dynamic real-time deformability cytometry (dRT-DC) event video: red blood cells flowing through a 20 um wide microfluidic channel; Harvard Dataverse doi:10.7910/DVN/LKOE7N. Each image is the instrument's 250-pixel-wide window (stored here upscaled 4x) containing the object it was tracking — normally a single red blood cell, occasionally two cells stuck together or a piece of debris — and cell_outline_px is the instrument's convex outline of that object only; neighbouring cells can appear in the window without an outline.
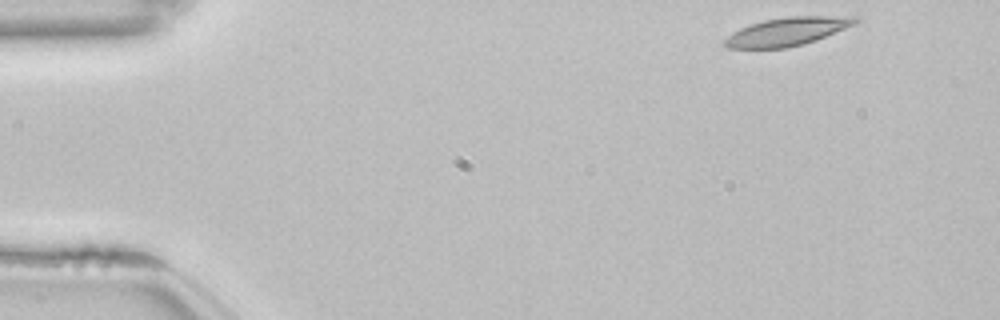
{"species": "common noctule bat (a hibernating species)", "species_latin": "Nyctalus noctula", "temperature_condition": "room temperature", "stored_images_in_passage": 49, "camera_frame_rate_fps": 3000, "um_per_image_px": 0.085, "animal": {"sex": "female", "body_mass_g": 22.7, "forearm_length_mm": 54.2}, "frame": {"image": 1, "passage_image": 1, "time_ms": 0.0, "image_size_px": [1000, 320], "cell_outline_px": [[860, 20], [856, 24], [816, 40], [788, 48], [728, 48], [724, 44], [724, 40], [732, 32], [740, 28], [764, 20], [788, 16], [860, 16]], "centroid_in_image_um": [66.96, 2.67], "position_along_channel_um": 18.0, "area_um2": 21.5}}
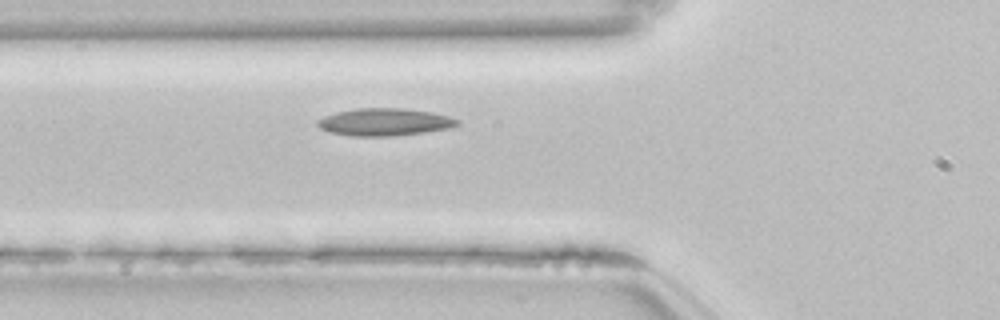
{"frame": {"image": 2, "passage_image": 15, "time_ms": 4.667, "image_size_px": [1000, 320], "cell_outline_px": [[460, 124], [452, 128], [424, 132], [392, 136], [352, 136], [328, 132], [320, 128], [316, 124], [316, 120], [324, 116], [336, 112], [356, 108], [404, 108], [432, 112], [452, 116], [460, 120]], "centroid_in_image_um": [32.71, 10.37], "position_along_channel_um": 93.1, "area_um2": 22.66}}
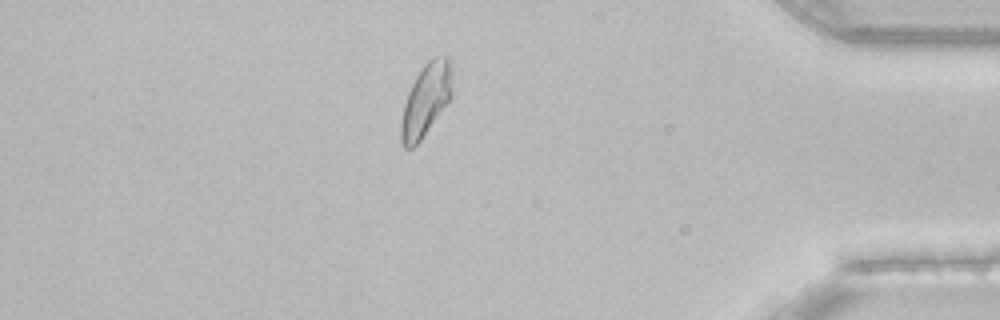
{"frame": {"image": 3, "passage_image": 42, "time_ms": 13.667, "image_size_px": [1000, 320], "cell_outline_px": [[452, 96], [420, 140], [412, 148], [404, 148], [400, 140], [400, 120], [404, 104], [408, 92], [416, 76], [424, 64], [428, 60], [436, 56], [448, 56], [452, 64]], "centroid_in_image_um": [36.2, 8.46], "position_along_channel_um": 399.0, "area_um2": 21.62}, "authors_computed_cell_mechanics": {"area_um2": 21.2126, "velocity_mm_per_s": 3.8205, "shape_relaxation_time_tau1_ms": 10.6721, "shape_relaxation_time_tau2_ms": 3.6622, "deformation_change_tau1": 0.1888, "deformation_change_tau2": 0.0933}}